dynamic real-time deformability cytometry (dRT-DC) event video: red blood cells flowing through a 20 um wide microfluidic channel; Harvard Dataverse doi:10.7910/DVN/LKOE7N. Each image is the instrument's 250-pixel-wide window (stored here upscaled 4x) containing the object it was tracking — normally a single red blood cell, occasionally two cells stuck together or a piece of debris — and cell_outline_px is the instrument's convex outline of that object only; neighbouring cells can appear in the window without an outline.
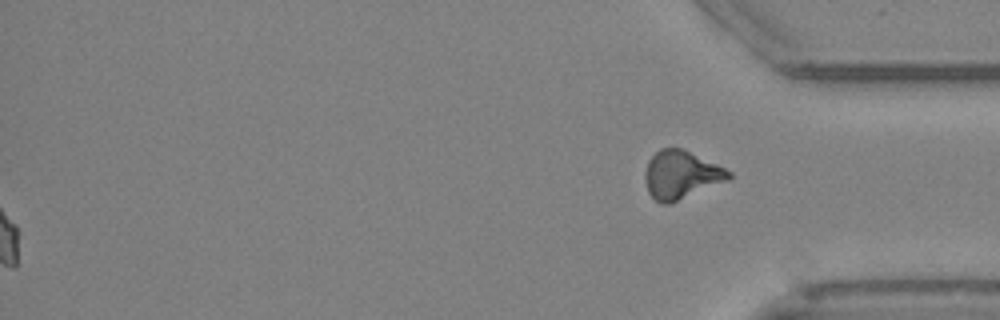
{"species": "Egyptian fruit bat (a non-hibernating species)", "species_latin": "Rousettus aegyptiacus", "temperature_condition": "cold", "stored_images_in_passage": 55, "segment_of_instrument_passage": [2, 2], "camera_frame_rate_fps": 3000, "um_per_image_px": 0.085, "animal": {"sex": "female"}, "frame": {"image": 1, "passage_image": 55, "time_ms": 18.0, "image_size_px": [1000, 320], "cell_outline_px": [[732, 180], [668, 204], [660, 204], [648, 192], [644, 176], [644, 172], [648, 160], [660, 148], [680, 148], [716, 164], [732, 172]], "centroid_in_image_um": [57.9, 14.88], "position_along_channel_um": 377.3, "area_um2": 23.52}}